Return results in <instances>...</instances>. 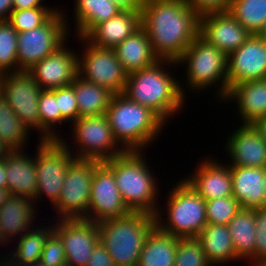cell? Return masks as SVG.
Returning <instances> with one entry per match:
<instances>
[{"mask_svg": "<svg viewBox=\"0 0 266 266\" xmlns=\"http://www.w3.org/2000/svg\"><path fill=\"white\" fill-rule=\"evenodd\" d=\"M228 11L251 35L266 23V0H232Z\"/></svg>", "mask_w": 266, "mask_h": 266, "instance_id": "33", "label": "cell"}, {"mask_svg": "<svg viewBox=\"0 0 266 266\" xmlns=\"http://www.w3.org/2000/svg\"><path fill=\"white\" fill-rule=\"evenodd\" d=\"M163 64L176 65L177 62L160 59L149 67L130 73L123 94L151 109L166 123L171 115L182 109L185 92L181 83L170 75L171 72L164 71Z\"/></svg>", "mask_w": 266, "mask_h": 266, "instance_id": "2", "label": "cell"}, {"mask_svg": "<svg viewBox=\"0 0 266 266\" xmlns=\"http://www.w3.org/2000/svg\"><path fill=\"white\" fill-rule=\"evenodd\" d=\"M10 195L8 189L0 188V207L7 201Z\"/></svg>", "mask_w": 266, "mask_h": 266, "instance_id": "50", "label": "cell"}, {"mask_svg": "<svg viewBox=\"0 0 266 266\" xmlns=\"http://www.w3.org/2000/svg\"><path fill=\"white\" fill-rule=\"evenodd\" d=\"M155 226V215L131 211L99 222L100 242L116 266H137L146 237Z\"/></svg>", "mask_w": 266, "mask_h": 266, "instance_id": "3", "label": "cell"}, {"mask_svg": "<svg viewBox=\"0 0 266 266\" xmlns=\"http://www.w3.org/2000/svg\"><path fill=\"white\" fill-rule=\"evenodd\" d=\"M208 224L228 225L242 208L233 196L205 201Z\"/></svg>", "mask_w": 266, "mask_h": 266, "instance_id": "38", "label": "cell"}, {"mask_svg": "<svg viewBox=\"0 0 266 266\" xmlns=\"http://www.w3.org/2000/svg\"><path fill=\"white\" fill-rule=\"evenodd\" d=\"M38 112L40 132L43 133L40 140H59L61 137L53 132L56 131L53 127L61 123V112L58 109V88L40 91Z\"/></svg>", "mask_w": 266, "mask_h": 266, "instance_id": "35", "label": "cell"}, {"mask_svg": "<svg viewBox=\"0 0 266 266\" xmlns=\"http://www.w3.org/2000/svg\"><path fill=\"white\" fill-rule=\"evenodd\" d=\"M210 264L221 265L236 260V254L227 225L208 224L196 237Z\"/></svg>", "mask_w": 266, "mask_h": 266, "instance_id": "28", "label": "cell"}, {"mask_svg": "<svg viewBox=\"0 0 266 266\" xmlns=\"http://www.w3.org/2000/svg\"><path fill=\"white\" fill-rule=\"evenodd\" d=\"M0 238L3 240V230H2V227H1V222H0Z\"/></svg>", "mask_w": 266, "mask_h": 266, "instance_id": "56", "label": "cell"}, {"mask_svg": "<svg viewBox=\"0 0 266 266\" xmlns=\"http://www.w3.org/2000/svg\"><path fill=\"white\" fill-rule=\"evenodd\" d=\"M233 197L242 208L265 207V168L230 166Z\"/></svg>", "mask_w": 266, "mask_h": 266, "instance_id": "24", "label": "cell"}, {"mask_svg": "<svg viewBox=\"0 0 266 266\" xmlns=\"http://www.w3.org/2000/svg\"><path fill=\"white\" fill-rule=\"evenodd\" d=\"M75 2L74 17L78 37H85L96 25L121 12L113 0H76Z\"/></svg>", "mask_w": 266, "mask_h": 266, "instance_id": "32", "label": "cell"}, {"mask_svg": "<svg viewBox=\"0 0 266 266\" xmlns=\"http://www.w3.org/2000/svg\"><path fill=\"white\" fill-rule=\"evenodd\" d=\"M1 95L19 120L30 129H39L40 86L27 71L0 74Z\"/></svg>", "mask_w": 266, "mask_h": 266, "instance_id": "13", "label": "cell"}, {"mask_svg": "<svg viewBox=\"0 0 266 266\" xmlns=\"http://www.w3.org/2000/svg\"><path fill=\"white\" fill-rule=\"evenodd\" d=\"M59 11L42 26L18 33V72L30 70L37 62L54 53L63 45L69 27L66 24L67 20L64 19L66 16Z\"/></svg>", "mask_w": 266, "mask_h": 266, "instance_id": "9", "label": "cell"}, {"mask_svg": "<svg viewBox=\"0 0 266 266\" xmlns=\"http://www.w3.org/2000/svg\"><path fill=\"white\" fill-rule=\"evenodd\" d=\"M130 212L118 190L112 168L105 161L98 162L94 167L90 203L84 220L99 223Z\"/></svg>", "mask_w": 266, "mask_h": 266, "instance_id": "14", "label": "cell"}, {"mask_svg": "<svg viewBox=\"0 0 266 266\" xmlns=\"http://www.w3.org/2000/svg\"><path fill=\"white\" fill-rule=\"evenodd\" d=\"M263 187H264L265 207H266V168H265V175H264Z\"/></svg>", "mask_w": 266, "mask_h": 266, "instance_id": "53", "label": "cell"}, {"mask_svg": "<svg viewBox=\"0 0 266 266\" xmlns=\"http://www.w3.org/2000/svg\"><path fill=\"white\" fill-rule=\"evenodd\" d=\"M199 35L228 56L240 48L251 34L229 11H219L200 15Z\"/></svg>", "mask_w": 266, "mask_h": 266, "instance_id": "17", "label": "cell"}, {"mask_svg": "<svg viewBox=\"0 0 266 266\" xmlns=\"http://www.w3.org/2000/svg\"><path fill=\"white\" fill-rule=\"evenodd\" d=\"M140 150H130L105 162L112 168L122 199L131 211L156 215L158 211L156 179ZM156 203V204H155ZM157 207V208H156Z\"/></svg>", "mask_w": 266, "mask_h": 266, "instance_id": "5", "label": "cell"}, {"mask_svg": "<svg viewBox=\"0 0 266 266\" xmlns=\"http://www.w3.org/2000/svg\"><path fill=\"white\" fill-rule=\"evenodd\" d=\"M30 198L22 196H13L0 207V222L3 230V241L9 243L10 237L22 236L29 231L30 226L33 227V219L35 220L36 208L34 202Z\"/></svg>", "mask_w": 266, "mask_h": 266, "instance_id": "26", "label": "cell"}, {"mask_svg": "<svg viewBox=\"0 0 266 266\" xmlns=\"http://www.w3.org/2000/svg\"><path fill=\"white\" fill-rule=\"evenodd\" d=\"M260 136L266 141V116L257 119L253 124Z\"/></svg>", "mask_w": 266, "mask_h": 266, "instance_id": "48", "label": "cell"}, {"mask_svg": "<svg viewBox=\"0 0 266 266\" xmlns=\"http://www.w3.org/2000/svg\"><path fill=\"white\" fill-rule=\"evenodd\" d=\"M5 242L0 238V245L2 244H4Z\"/></svg>", "mask_w": 266, "mask_h": 266, "instance_id": "58", "label": "cell"}, {"mask_svg": "<svg viewBox=\"0 0 266 266\" xmlns=\"http://www.w3.org/2000/svg\"><path fill=\"white\" fill-rule=\"evenodd\" d=\"M57 10L48 7H35L32 9L13 10L8 23L18 32H26L45 24Z\"/></svg>", "mask_w": 266, "mask_h": 266, "instance_id": "37", "label": "cell"}, {"mask_svg": "<svg viewBox=\"0 0 266 266\" xmlns=\"http://www.w3.org/2000/svg\"><path fill=\"white\" fill-rule=\"evenodd\" d=\"M58 109L61 112V122H75L79 118L77 99L73 85L58 88Z\"/></svg>", "mask_w": 266, "mask_h": 266, "instance_id": "41", "label": "cell"}, {"mask_svg": "<svg viewBox=\"0 0 266 266\" xmlns=\"http://www.w3.org/2000/svg\"><path fill=\"white\" fill-rule=\"evenodd\" d=\"M64 44L54 53L37 62L27 72L41 90H53L70 85L78 76V54ZM75 53V54H74Z\"/></svg>", "mask_w": 266, "mask_h": 266, "instance_id": "18", "label": "cell"}, {"mask_svg": "<svg viewBox=\"0 0 266 266\" xmlns=\"http://www.w3.org/2000/svg\"><path fill=\"white\" fill-rule=\"evenodd\" d=\"M42 0H13V10L32 9L35 7H45Z\"/></svg>", "mask_w": 266, "mask_h": 266, "instance_id": "46", "label": "cell"}, {"mask_svg": "<svg viewBox=\"0 0 266 266\" xmlns=\"http://www.w3.org/2000/svg\"><path fill=\"white\" fill-rule=\"evenodd\" d=\"M257 35L266 43V23Z\"/></svg>", "mask_w": 266, "mask_h": 266, "instance_id": "52", "label": "cell"}, {"mask_svg": "<svg viewBox=\"0 0 266 266\" xmlns=\"http://www.w3.org/2000/svg\"><path fill=\"white\" fill-rule=\"evenodd\" d=\"M235 100L243 124H253L266 116V78L249 80L229 88L224 99Z\"/></svg>", "mask_w": 266, "mask_h": 266, "instance_id": "23", "label": "cell"}, {"mask_svg": "<svg viewBox=\"0 0 266 266\" xmlns=\"http://www.w3.org/2000/svg\"><path fill=\"white\" fill-rule=\"evenodd\" d=\"M266 78V43L250 35L245 43L227 56L228 88L241 82Z\"/></svg>", "mask_w": 266, "mask_h": 266, "instance_id": "16", "label": "cell"}, {"mask_svg": "<svg viewBox=\"0 0 266 266\" xmlns=\"http://www.w3.org/2000/svg\"><path fill=\"white\" fill-rule=\"evenodd\" d=\"M199 15L228 11L232 0H185Z\"/></svg>", "mask_w": 266, "mask_h": 266, "instance_id": "43", "label": "cell"}, {"mask_svg": "<svg viewBox=\"0 0 266 266\" xmlns=\"http://www.w3.org/2000/svg\"><path fill=\"white\" fill-rule=\"evenodd\" d=\"M98 162L75 159L70 164L60 197L54 204L60 219H84L87 216L94 167Z\"/></svg>", "mask_w": 266, "mask_h": 266, "instance_id": "11", "label": "cell"}, {"mask_svg": "<svg viewBox=\"0 0 266 266\" xmlns=\"http://www.w3.org/2000/svg\"><path fill=\"white\" fill-rule=\"evenodd\" d=\"M232 238L236 260L250 259L254 265L256 238L255 209L241 208L227 225ZM252 259V260H251Z\"/></svg>", "mask_w": 266, "mask_h": 266, "instance_id": "29", "label": "cell"}, {"mask_svg": "<svg viewBox=\"0 0 266 266\" xmlns=\"http://www.w3.org/2000/svg\"><path fill=\"white\" fill-rule=\"evenodd\" d=\"M11 150L0 139V159L4 158Z\"/></svg>", "mask_w": 266, "mask_h": 266, "instance_id": "51", "label": "cell"}, {"mask_svg": "<svg viewBox=\"0 0 266 266\" xmlns=\"http://www.w3.org/2000/svg\"><path fill=\"white\" fill-rule=\"evenodd\" d=\"M87 46L78 57V75L90 82L109 89L114 94L123 93L128 74L124 71L114 49L96 47L79 37ZM84 75V76H83Z\"/></svg>", "mask_w": 266, "mask_h": 266, "instance_id": "12", "label": "cell"}, {"mask_svg": "<svg viewBox=\"0 0 266 266\" xmlns=\"http://www.w3.org/2000/svg\"><path fill=\"white\" fill-rule=\"evenodd\" d=\"M29 130L0 98V139L10 150H23Z\"/></svg>", "mask_w": 266, "mask_h": 266, "instance_id": "34", "label": "cell"}, {"mask_svg": "<svg viewBox=\"0 0 266 266\" xmlns=\"http://www.w3.org/2000/svg\"><path fill=\"white\" fill-rule=\"evenodd\" d=\"M86 266H116L104 245L99 241L93 249Z\"/></svg>", "mask_w": 266, "mask_h": 266, "instance_id": "44", "label": "cell"}, {"mask_svg": "<svg viewBox=\"0 0 266 266\" xmlns=\"http://www.w3.org/2000/svg\"><path fill=\"white\" fill-rule=\"evenodd\" d=\"M106 116L115 139L126 151L146 149L144 147L150 145L165 126L151 109L130 100L123 93L113 95Z\"/></svg>", "mask_w": 266, "mask_h": 266, "instance_id": "4", "label": "cell"}, {"mask_svg": "<svg viewBox=\"0 0 266 266\" xmlns=\"http://www.w3.org/2000/svg\"><path fill=\"white\" fill-rule=\"evenodd\" d=\"M176 62L187 64L186 78L191 89L200 91L220 82L218 96L224 100L229 90L227 55L224 52L198 35Z\"/></svg>", "mask_w": 266, "mask_h": 266, "instance_id": "7", "label": "cell"}, {"mask_svg": "<svg viewBox=\"0 0 266 266\" xmlns=\"http://www.w3.org/2000/svg\"><path fill=\"white\" fill-rule=\"evenodd\" d=\"M2 97L1 95V79H0V98Z\"/></svg>", "mask_w": 266, "mask_h": 266, "instance_id": "57", "label": "cell"}, {"mask_svg": "<svg viewBox=\"0 0 266 266\" xmlns=\"http://www.w3.org/2000/svg\"><path fill=\"white\" fill-rule=\"evenodd\" d=\"M174 266H212L204 254L200 241L194 238H178Z\"/></svg>", "mask_w": 266, "mask_h": 266, "instance_id": "39", "label": "cell"}, {"mask_svg": "<svg viewBox=\"0 0 266 266\" xmlns=\"http://www.w3.org/2000/svg\"><path fill=\"white\" fill-rule=\"evenodd\" d=\"M200 15L185 0H145L141 26L159 59L177 61L199 35Z\"/></svg>", "mask_w": 266, "mask_h": 266, "instance_id": "1", "label": "cell"}, {"mask_svg": "<svg viewBox=\"0 0 266 266\" xmlns=\"http://www.w3.org/2000/svg\"><path fill=\"white\" fill-rule=\"evenodd\" d=\"M22 151L24 150H11L4 157L7 189L13 196L34 200L37 190L36 156L35 158L27 157Z\"/></svg>", "mask_w": 266, "mask_h": 266, "instance_id": "22", "label": "cell"}, {"mask_svg": "<svg viewBox=\"0 0 266 266\" xmlns=\"http://www.w3.org/2000/svg\"><path fill=\"white\" fill-rule=\"evenodd\" d=\"M53 231L62 239L66 266H86L100 241L98 223L84 219H59Z\"/></svg>", "mask_w": 266, "mask_h": 266, "instance_id": "15", "label": "cell"}, {"mask_svg": "<svg viewBox=\"0 0 266 266\" xmlns=\"http://www.w3.org/2000/svg\"><path fill=\"white\" fill-rule=\"evenodd\" d=\"M178 238L155 226L146 237L137 266H174Z\"/></svg>", "mask_w": 266, "mask_h": 266, "instance_id": "27", "label": "cell"}, {"mask_svg": "<svg viewBox=\"0 0 266 266\" xmlns=\"http://www.w3.org/2000/svg\"><path fill=\"white\" fill-rule=\"evenodd\" d=\"M40 262L47 266H66L63 241L54 231L44 242Z\"/></svg>", "mask_w": 266, "mask_h": 266, "instance_id": "40", "label": "cell"}, {"mask_svg": "<svg viewBox=\"0 0 266 266\" xmlns=\"http://www.w3.org/2000/svg\"><path fill=\"white\" fill-rule=\"evenodd\" d=\"M231 135L225 145L233 163L229 166L266 168V141L252 124H241Z\"/></svg>", "mask_w": 266, "mask_h": 266, "instance_id": "19", "label": "cell"}, {"mask_svg": "<svg viewBox=\"0 0 266 266\" xmlns=\"http://www.w3.org/2000/svg\"><path fill=\"white\" fill-rule=\"evenodd\" d=\"M204 160L195 174L184 179L205 201L233 196L230 166Z\"/></svg>", "mask_w": 266, "mask_h": 266, "instance_id": "20", "label": "cell"}, {"mask_svg": "<svg viewBox=\"0 0 266 266\" xmlns=\"http://www.w3.org/2000/svg\"><path fill=\"white\" fill-rule=\"evenodd\" d=\"M255 266H266V257L262 258Z\"/></svg>", "mask_w": 266, "mask_h": 266, "instance_id": "54", "label": "cell"}, {"mask_svg": "<svg viewBox=\"0 0 266 266\" xmlns=\"http://www.w3.org/2000/svg\"><path fill=\"white\" fill-rule=\"evenodd\" d=\"M13 11V0H0V21H8Z\"/></svg>", "mask_w": 266, "mask_h": 266, "instance_id": "47", "label": "cell"}, {"mask_svg": "<svg viewBox=\"0 0 266 266\" xmlns=\"http://www.w3.org/2000/svg\"><path fill=\"white\" fill-rule=\"evenodd\" d=\"M145 0H113L121 11H141Z\"/></svg>", "mask_w": 266, "mask_h": 266, "instance_id": "45", "label": "cell"}, {"mask_svg": "<svg viewBox=\"0 0 266 266\" xmlns=\"http://www.w3.org/2000/svg\"><path fill=\"white\" fill-rule=\"evenodd\" d=\"M141 27V11H121L96 25L84 38L96 47L114 49Z\"/></svg>", "mask_w": 266, "mask_h": 266, "instance_id": "21", "label": "cell"}, {"mask_svg": "<svg viewBox=\"0 0 266 266\" xmlns=\"http://www.w3.org/2000/svg\"><path fill=\"white\" fill-rule=\"evenodd\" d=\"M254 265L266 257V207L255 208Z\"/></svg>", "mask_w": 266, "mask_h": 266, "instance_id": "42", "label": "cell"}, {"mask_svg": "<svg viewBox=\"0 0 266 266\" xmlns=\"http://www.w3.org/2000/svg\"><path fill=\"white\" fill-rule=\"evenodd\" d=\"M17 36L8 21H0V74L18 72Z\"/></svg>", "mask_w": 266, "mask_h": 266, "instance_id": "36", "label": "cell"}, {"mask_svg": "<svg viewBox=\"0 0 266 266\" xmlns=\"http://www.w3.org/2000/svg\"><path fill=\"white\" fill-rule=\"evenodd\" d=\"M114 51L128 75L160 60L154 53L148 35L142 26L117 45Z\"/></svg>", "mask_w": 266, "mask_h": 266, "instance_id": "25", "label": "cell"}, {"mask_svg": "<svg viewBox=\"0 0 266 266\" xmlns=\"http://www.w3.org/2000/svg\"><path fill=\"white\" fill-rule=\"evenodd\" d=\"M6 163L5 158L0 159V188L7 189V176H6Z\"/></svg>", "mask_w": 266, "mask_h": 266, "instance_id": "49", "label": "cell"}, {"mask_svg": "<svg viewBox=\"0 0 266 266\" xmlns=\"http://www.w3.org/2000/svg\"><path fill=\"white\" fill-rule=\"evenodd\" d=\"M181 180L168 194V222H162L158 210L156 226L177 238H194L207 225L205 200L184 179Z\"/></svg>", "mask_w": 266, "mask_h": 266, "instance_id": "6", "label": "cell"}, {"mask_svg": "<svg viewBox=\"0 0 266 266\" xmlns=\"http://www.w3.org/2000/svg\"><path fill=\"white\" fill-rule=\"evenodd\" d=\"M71 84L77 99L79 118L106 114L114 93L105 87L82 79L79 75Z\"/></svg>", "mask_w": 266, "mask_h": 266, "instance_id": "30", "label": "cell"}, {"mask_svg": "<svg viewBox=\"0 0 266 266\" xmlns=\"http://www.w3.org/2000/svg\"><path fill=\"white\" fill-rule=\"evenodd\" d=\"M72 124L74 141L80 148L77 154L75 152L76 159L102 162L126 151L117 146L118 141L113 135L106 114L80 117Z\"/></svg>", "mask_w": 266, "mask_h": 266, "instance_id": "10", "label": "cell"}, {"mask_svg": "<svg viewBox=\"0 0 266 266\" xmlns=\"http://www.w3.org/2000/svg\"><path fill=\"white\" fill-rule=\"evenodd\" d=\"M28 266H47V265H45V264H43V263H41V262L39 261L38 263H34V264H32V265H28Z\"/></svg>", "mask_w": 266, "mask_h": 266, "instance_id": "55", "label": "cell"}, {"mask_svg": "<svg viewBox=\"0 0 266 266\" xmlns=\"http://www.w3.org/2000/svg\"><path fill=\"white\" fill-rule=\"evenodd\" d=\"M52 227L38 226L37 229H32L20 236V240L17 241L15 251L3 260L0 258V264L5 266H28L34 263H38L41 260L43 246L46 238L53 231ZM11 256V258H10ZM7 259V260H6Z\"/></svg>", "mask_w": 266, "mask_h": 266, "instance_id": "31", "label": "cell"}, {"mask_svg": "<svg viewBox=\"0 0 266 266\" xmlns=\"http://www.w3.org/2000/svg\"><path fill=\"white\" fill-rule=\"evenodd\" d=\"M63 140H41L39 143L36 153L35 201L45 194L54 205L60 197L66 171L76 159L74 153L71 154L70 145L67 146Z\"/></svg>", "mask_w": 266, "mask_h": 266, "instance_id": "8", "label": "cell"}]
</instances>
